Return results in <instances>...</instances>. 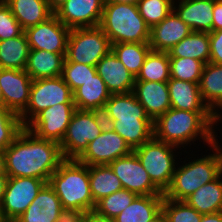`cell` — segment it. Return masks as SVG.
I'll list each match as a JSON object with an SVG mask.
<instances>
[{"mask_svg":"<svg viewBox=\"0 0 222 222\" xmlns=\"http://www.w3.org/2000/svg\"><path fill=\"white\" fill-rule=\"evenodd\" d=\"M169 79V53L151 50L135 81L167 82Z\"/></svg>","mask_w":222,"mask_h":222,"instance_id":"cell-35","label":"cell"},{"mask_svg":"<svg viewBox=\"0 0 222 222\" xmlns=\"http://www.w3.org/2000/svg\"><path fill=\"white\" fill-rule=\"evenodd\" d=\"M133 93L153 122L171 108L167 82L135 81Z\"/></svg>","mask_w":222,"mask_h":222,"instance_id":"cell-19","label":"cell"},{"mask_svg":"<svg viewBox=\"0 0 222 222\" xmlns=\"http://www.w3.org/2000/svg\"><path fill=\"white\" fill-rule=\"evenodd\" d=\"M59 103H74L73 92L62 76L32 81L29 103L19 115L25 127L38 113Z\"/></svg>","mask_w":222,"mask_h":222,"instance_id":"cell-8","label":"cell"},{"mask_svg":"<svg viewBox=\"0 0 222 222\" xmlns=\"http://www.w3.org/2000/svg\"><path fill=\"white\" fill-rule=\"evenodd\" d=\"M66 54L31 49L25 71L32 80L62 76Z\"/></svg>","mask_w":222,"mask_h":222,"instance_id":"cell-24","label":"cell"},{"mask_svg":"<svg viewBox=\"0 0 222 222\" xmlns=\"http://www.w3.org/2000/svg\"><path fill=\"white\" fill-rule=\"evenodd\" d=\"M100 133L91 111L76 109L59 143L64 159H77Z\"/></svg>","mask_w":222,"mask_h":222,"instance_id":"cell-10","label":"cell"},{"mask_svg":"<svg viewBox=\"0 0 222 222\" xmlns=\"http://www.w3.org/2000/svg\"><path fill=\"white\" fill-rule=\"evenodd\" d=\"M90 222H115V221L114 219L100 217L92 212L90 213Z\"/></svg>","mask_w":222,"mask_h":222,"instance_id":"cell-50","label":"cell"},{"mask_svg":"<svg viewBox=\"0 0 222 222\" xmlns=\"http://www.w3.org/2000/svg\"><path fill=\"white\" fill-rule=\"evenodd\" d=\"M200 214L222 211V173L184 200Z\"/></svg>","mask_w":222,"mask_h":222,"instance_id":"cell-27","label":"cell"},{"mask_svg":"<svg viewBox=\"0 0 222 222\" xmlns=\"http://www.w3.org/2000/svg\"><path fill=\"white\" fill-rule=\"evenodd\" d=\"M90 191L96 203L101 198L123 189L121 181L109 165L88 166Z\"/></svg>","mask_w":222,"mask_h":222,"instance_id":"cell-32","label":"cell"},{"mask_svg":"<svg viewBox=\"0 0 222 222\" xmlns=\"http://www.w3.org/2000/svg\"><path fill=\"white\" fill-rule=\"evenodd\" d=\"M162 212L167 222H200L202 215L185 201L163 198Z\"/></svg>","mask_w":222,"mask_h":222,"instance_id":"cell-39","label":"cell"},{"mask_svg":"<svg viewBox=\"0 0 222 222\" xmlns=\"http://www.w3.org/2000/svg\"><path fill=\"white\" fill-rule=\"evenodd\" d=\"M96 67L64 60L62 78L73 92L96 74Z\"/></svg>","mask_w":222,"mask_h":222,"instance_id":"cell-41","label":"cell"},{"mask_svg":"<svg viewBox=\"0 0 222 222\" xmlns=\"http://www.w3.org/2000/svg\"><path fill=\"white\" fill-rule=\"evenodd\" d=\"M218 121L222 122L212 111L170 108L153 122L154 137L178 148L191 146L200 139L203 144L212 146L218 140V132L213 129Z\"/></svg>","mask_w":222,"mask_h":222,"instance_id":"cell-2","label":"cell"},{"mask_svg":"<svg viewBox=\"0 0 222 222\" xmlns=\"http://www.w3.org/2000/svg\"><path fill=\"white\" fill-rule=\"evenodd\" d=\"M103 9L104 0H67L54 14L69 29L97 27Z\"/></svg>","mask_w":222,"mask_h":222,"instance_id":"cell-16","label":"cell"},{"mask_svg":"<svg viewBox=\"0 0 222 222\" xmlns=\"http://www.w3.org/2000/svg\"><path fill=\"white\" fill-rule=\"evenodd\" d=\"M48 184L61 201L63 208L78 209L86 215L95 208L90 191L88 166L76 159H65L50 176Z\"/></svg>","mask_w":222,"mask_h":222,"instance_id":"cell-4","label":"cell"},{"mask_svg":"<svg viewBox=\"0 0 222 222\" xmlns=\"http://www.w3.org/2000/svg\"><path fill=\"white\" fill-rule=\"evenodd\" d=\"M5 3L23 30L46 21L54 14L46 0H7Z\"/></svg>","mask_w":222,"mask_h":222,"instance_id":"cell-25","label":"cell"},{"mask_svg":"<svg viewBox=\"0 0 222 222\" xmlns=\"http://www.w3.org/2000/svg\"><path fill=\"white\" fill-rule=\"evenodd\" d=\"M8 180V176H0V207L3 202L4 191L6 188V183Z\"/></svg>","mask_w":222,"mask_h":222,"instance_id":"cell-48","label":"cell"},{"mask_svg":"<svg viewBox=\"0 0 222 222\" xmlns=\"http://www.w3.org/2000/svg\"><path fill=\"white\" fill-rule=\"evenodd\" d=\"M209 147L213 154L197 157L191 162L189 160L188 163H184L185 165L177 163L170 186L163 193L165 198L184 201L222 173V146L217 140Z\"/></svg>","mask_w":222,"mask_h":222,"instance_id":"cell-3","label":"cell"},{"mask_svg":"<svg viewBox=\"0 0 222 222\" xmlns=\"http://www.w3.org/2000/svg\"><path fill=\"white\" fill-rule=\"evenodd\" d=\"M116 131L133 150L142 146L154 136L153 121L151 119L114 120Z\"/></svg>","mask_w":222,"mask_h":222,"instance_id":"cell-31","label":"cell"},{"mask_svg":"<svg viewBox=\"0 0 222 222\" xmlns=\"http://www.w3.org/2000/svg\"><path fill=\"white\" fill-rule=\"evenodd\" d=\"M109 166L121 181L124 189L138 196H164L163 192L151 181L133 151L129 155L117 158Z\"/></svg>","mask_w":222,"mask_h":222,"instance_id":"cell-12","label":"cell"},{"mask_svg":"<svg viewBox=\"0 0 222 222\" xmlns=\"http://www.w3.org/2000/svg\"><path fill=\"white\" fill-rule=\"evenodd\" d=\"M99 27L115 43H148L150 27L139 13L137 5L104 2Z\"/></svg>","mask_w":222,"mask_h":222,"instance_id":"cell-5","label":"cell"},{"mask_svg":"<svg viewBox=\"0 0 222 222\" xmlns=\"http://www.w3.org/2000/svg\"><path fill=\"white\" fill-rule=\"evenodd\" d=\"M112 120L150 119L133 92L111 94L105 104Z\"/></svg>","mask_w":222,"mask_h":222,"instance_id":"cell-33","label":"cell"},{"mask_svg":"<svg viewBox=\"0 0 222 222\" xmlns=\"http://www.w3.org/2000/svg\"><path fill=\"white\" fill-rule=\"evenodd\" d=\"M212 31L222 29V0H214Z\"/></svg>","mask_w":222,"mask_h":222,"instance_id":"cell-46","label":"cell"},{"mask_svg":"<svg viewBox=\"0 0 222 222\" xmlns=\"http://www.w3.org/2000/svg\"><path fill=\"white\" fill-rule=\"evenodd\" d=\"M151 50L149 43H115L111 46V51L135 78Z\"/></svg>","mask_w":222,"mask_h":222,"instance_id":"cell-34","label":"cell"},{"mask_svg":"<svg viewBox=\"0 0 222 222\" xmlns=\"http://www.w3.org/2000/svg\"><path fill=\"white\" fill-rule=\"evenodd\" d=\"M30 50L24 31L19 36L0 41V68L25 70Z\"/></svg>","mask_w":222,"mask_h":222,"instance_id":"cell-30","label":"cell"},{"mask_svg":"<svg viewBox=\"0 0 222 222\" xmlns=\"http://www.w3.org/2000/svg\"><path fill=\"white\" fill-rule=\"evenodd\" d=\"M164 196L141 195L122 211L115 222H149L162 211Z\"/></svg>","mask_w":222,"mask_h":222,"instance_id":"cell-28","label":"cell"},{"mask_svg":"<svg viewBox=\"0 0 222 222\" xmlns=\"http://www.w3.org/2000/svg\"><path fill=\"white\" fill-rule=\"evenodd\" d=\"M0 222H5L3 217H2V214H1V209H0Z\"/></svg>","mask_w":222,"mask_h":222,"instance_id":"cell-56","label":"cell"},{"mask_svg":"<svg viewBox=\"0 0 222 222\" xmlns=\"http://www.w3.org/2000/svg\"><path fill=\"white\" fill-rule=\"evenodd\" d=\"M175 1L173 11L192 31H212L214 0H178V4Z\"/></svg>","mask_w":222,"mask_h":222,"instance_id":"cell-20","label":"cell"},{"mask_svg":"<svg viewBox=\"0 0 222 222\" xmlns=\"http://www.w3.org/2000/svg\"><path fill=\"white\" fill-rule=\"evenodd\" d=\"M86 214L78 209L63 208L56 222H80Z\"/></svg>","mask_w":222,"mask_h":222,"instance_id":"cell-45","label":"cell"},{"mask_svg":"<svg viewBox=\"0 0 222 222\" xmlns=\"http://www.w3.org/2000/svg\"><path fill=\"white\" fill-rule=\"evenodd\" d=\"M137 196L134 192L123 188L97 201L93 213L103 218L114 219L124 211Z\"/></svg>","mask_w":222,"mask_h":222,"instance_id":"cell-36","label":"cell"},{"mask_svg":"<svg viewBox=\"0 0 222 222\" xmlns=\"http://www.w3.org/2000/svg\"><path fill=\"white\" fill-rule=\"evenodd\" d=\"M76 110L74 103H59L38 113L25 127L37 137L60 143Z\"/></svg>","mask_w":222,"mask_h":222,"instance_id":"cell-11","label":"cell"},{"mask_svg":"<svg viewBox=\"0 0 222 222\" xmlns=\"http://www.w3.org/2000/svg\"><path fill=\"white\" fill-rule=\"evenodd\" d=\"M176 149V150H175ZM178 147L156 139L154 136L142 146L133 149L151 181L164 193L170 186L179 160ZM176 156V157H175Z\"/></svg>","mask_w":222,"mask_h":222,"instance_id":"cell-6","label":"cell"},{"mask_svg":"<svg viewBox=\"0 0 222 222\" xmlns=\"http://www.w3.org/2000/svg\"><path fill=\"white\" fill-rule=\"evenodd\" d=\"M139 0H104V2H117L122 4H133L137 5Z\"/></svg>","mask_w":222,"mask_h":222,"instance_id":"cell-52","label":"cell"},{"mask_svg":"<svg viewBox=\"0 0 222 222\" xmlns=\"http://www.w3.org/2000/svg\"><path fill=\"white\" fill-rule=\"evenodd\" d=\"M170 78L199 83L204 63L202 61L185 57H169Z\"/></svg>","mask_w":222,"mask_h":222,"instance_id":"cell-37","label":"cell"},{"mask_svg":"<svg viewBox=\"0 0 222 222\" xmlns=\"http://www.w3.org/2000/svg\"><path fill=\"white\" fill-rule=\"evenodd\" d=\"M191 32L192 29L172 10L164 20L150 28L148 43L153 51L168 52Z\"/></svg>","mask_w":222,"mask_h":222,"instance_id":"cell-17","label":"cell"},{"mask_svg":"<svg viewBox=\"0 0 222 222\" xmlns=\"http://www.w3.org/2000/svg\"><path fill=\"white\" fill-rule=\"evenodd\" d=\"M167 86L171 108L187 111H211L202 100L199 83L170 78Z\"/></svg>","mask_w":222,"mask_h":222,"instance_id":"cell-22","label":"cell"},{"mask_svg":"<svg viewBox=\"0 0 222 222\" xmlns=\"http://www.w3.org/2000/svg\"><path fill=\"white\" fill-rule=\"evenodd\" d=\"M47 182L33 177H8L0 207L5 222H15Z\"/></svg>","mask_w":222,"mask_h":222,"instance_id":"cell-9","label":"cell"},{"mask_svg":"<svg viewBox=\"0 0 222 222\" xmlns=\"http://www.w3.org/2000/svg\"><path fill=\"white\" fill-rule=\"evenodd\" d=\"M202 100L209 109L222 119V65L207 63L204 65L199 81ZM220 108V109H219Z\"/></svg>","mask_w":222,"mask_h":222,"instance_id":"cell-23","label":"cell"},{"mask_svg":"<svg viewBox=\"0 0 222 222\" xmlns=\"http://www.w3.org/2000/svg\"><path fill=\"white\" fill-rule=\"evenodd\" d=\"M90 111L101 132L114 131V123L108 113L106 106H99L97 108L91 109Z\"/></svg>","mask_w":222,"mask_h":222,"instance_id":"cell-44","label":"cell"},{"mask_svg":"<svg viewBox=\"0 0 222 222\" xmlns=\"http://www.w3.org/2000/svg\"><path fill=\"white\" fill-rule=\"evenodd\" d=\"M0 106H4V98H3V95H2L1 88H0Z\"/></svg>","mask_w":222,"mask_h":222,"instance_id":"cell-55","label":"cell"},{"mask_svg":"<svg viewBox=\"0 0 222 222\" xmlns=\"http://www.w3.org/2000/svg\"><path fill=\"white\" fill-rule=\"evenodd\" d=\"M8 177H33L48 183L65 160L58 142L37 137L24 127L4 150Z\"/></svg>","mask_w":222,"mask_h":222,"instance_id":"cell-1","label":"cell"},{"mask_svg":"<svg viewBox=\"0 0 222 222\" xmlns=\"http://www.w3.org/2000/svg\"><path fill=\"white\" fill-rule=\"evenodd\" d=\"M62 209L60 199L53 188L46 183L15 222H56Z\"/></svg>","mask_w":222,"mask_h":222,"instance_id":"cell-21","label":"cell"},{"mask_svg":"<svg viewBox=\"0 0 222 222\" xmlns=\"http://www.w3.org/2000/svg\"><path fill=\"white\" fill-rule=\"evenodd\" d=\"M200 222H222V211L212 214H203Z\"/></svg>","mask_w":222,"mask_h":222,"instance_id":"cell-47","label":"cell"},{"mask_svg":"<svg viewBox=\"0 0 222 222\" xmlns=\"http://www.w3.org/2000/svg\"><path fill=\"white\" fill-rule=\"evenodd\" d=\"M32 81L25 70L0 68L4 107L20 115L28 106Z\"/></svg>","mask_w":222,"mask_h":222,"instance_id":"cell-15","label":"cell"},{"mask_svg":"<svg viewBox=\"0 0 222 222\" xmlns=\"http://www.w3.org/2000/svg\"><path fill=\"white\" fill-rule=\"evenodd\" d=\"M24 128L20 116L0 106V150L4 151Z\"/></svg>","mask_w":222,"mask_h":222,"instance_id":"cell-40","label":"cell"},{"mask_svg":"<svg viewBox=\"0 0 222 222\" xmlns=\"http://www.w3.org/2000/svg\"><path fill=\"white\" fill-rule=\"evenodd\" d=\"M80 222H90V213L87 214Z\"/></svg>","mask_w":222,"mask_h":222,"instance_id":"cell-54","label":"cell"},{"mask_svg":"<svg viewBox=\"0 0 222 222\" xmlns=\"http://www.w3.org/2000/svg\"><path fill=\"white\" fill-rule=\"evenodd\" d=\"M95 67L97 74L103 79L111 94L133 92L135 77L112 51L105 55Z\"/></svg>","mask_w":222,"mask_h":222,"instance_id":"cell-18","label":"cell"},{"mask_svg":"<svg viewBox=\"0 0 222 222\" xmlns=\"http://www.w3.org/2000/svg\"><path fill=\"white\" fill-rule=\"evenodd\" d=\"M23 31L10 7L5 2H0V41L19 36Z\"/></svg>","mask_w":222,"mask_h":222,"instance_id":"cell-42","label":"cell"},{"mask_svg":"<svg viewBox=\"0 0 222 222\" xmlns=\"http://www.w3.org/2000/svg\"><path fill=\"white\" fill-rule=\"evenodd\" d=\"M132 151L116 131L101 132L76 160L87 166L109 165L117 158L129 155Z\"/></svg>","mask_w":222,"mask_h":222,"instance_id":"cell-14","label":"cell"},{"mask_svg":"<svg viewBox=\"0 0 222 222\" xmlns=\"http://www.w3.org/2000/svg\"><path fill=\"white\" fill-rule=\"evenodd\" d=\"M71 29L65 26L55 14L46 21L24 30L30 49L66 54Z\"/></svg>","mask_w":222,"mask_h":222,"instance_id":"cell-13","label":"cell"},{"mask_svg":"<svg viewBox=\"0 0 222 222\" xmlns=\"http://www.w3.org/2000/svg\"><path fill=\"white\" fill-rule=\"evenodd\" d=\"M149 222H167L165 214L161 211L155 218Z\"/></svg>","mask_w":222,"mask_h":222,"instance_id":"cell-53","label":"cell"},{"mask_svg":"<svg viewBox=\"0 0 222 222\" xmlns=\"http://www.w3.org/2000/svg\"><path fill=\"white\" fill-rule=\"evenodd\" d=\"M111 42L99 27L71 29L65 60L96 66L111 51Z\"/></svg>","mask_w":222,"mask_h":222,"instance_id":"cell-7","label":"cell"},{"mask_svg":"<svg viewBox=\"0 0 222 222\" xmlns=\"http://www.w3.org/2000/svg\"><path fill=\"white\" fill-rule=\"evenodd\" d=\"M174 0H139L137 7L140 15L151 28L164 20L173 10Z\"/></svg>","mask_w":222,"mask_h":222,"instance_id":"cell-38","label":"cell"},{"mask_svg":"<svg viewBox=\"0 0 222 222\" xmlns=\"http://www.w3.org/2000/svg\"><path fill=\"white\" fill-rule=\"evenodd\" d=\"M111 93L99 74H95L84 84L73 91V101L76 109L91 110L99 106H105Z\"/></svg>","mask_w":222,"mask_h":222,"instance_id":"cell-26","label":"cell"},{"mask_svg":"<svg viewBox=\"0 0 222 222\" xmlns=\"http://www.w3.org/2000/svg\"><path fill=\"white\" fill-rule=\"evenodd\" d=\"M169 57H190L204 64L210 60L209 32L192 31L169 51Z\"/></svg>","mask_w":222,"mask_h":222,"instance_id":"cell-29","label":"cell"},{"mask_svg":"<svg viewBox=\"0 0 222 222\" xmlns=\"http://www.w3.org/2000/svg\"><path fill=\"white\" fill-rule=\"evenodd\" d=\"M0 176H7L5 171L4 151L0 150Z\"/></svg>","mask_w":222,"mask_h":222,"instance_id":"cell-51","label":"cell"},{"mask_svg":"<svg viewBox=\"0 0 222 222\" xmlns=\"http://www.w3.org/2000/svg\"><path fill=\"white\" fill-rule=\"evenodd\" d=\"M210 60L209 62L222 65V29L209 32Z\"/></svg>","mask_w":222,"mask_h":222,"instance_id":"cell-43","label":"cell"},{"mask_svg":"<svg viewBox=\"0 0 222 222\" xmlns=\"http://www.w3.org/2000/svg\"><path fill=\"white\" fill-rule=\"evenodd\" d=\"M48 2L49 8L55 12L63 3L67 0H46Z\"/></svg>","mask_w":222,"mask_h":222,"instance_id":"cell-49","label":"cell"}]
</instances>
